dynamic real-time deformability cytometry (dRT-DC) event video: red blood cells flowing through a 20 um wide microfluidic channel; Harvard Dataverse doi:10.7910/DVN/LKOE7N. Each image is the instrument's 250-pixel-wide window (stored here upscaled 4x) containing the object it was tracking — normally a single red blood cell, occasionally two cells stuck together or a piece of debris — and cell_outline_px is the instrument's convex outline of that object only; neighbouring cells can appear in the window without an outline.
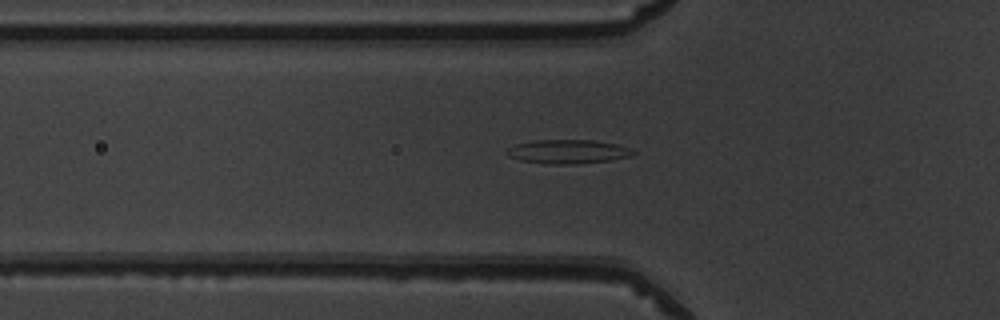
{"species": "common noctule bat (a hibernating species)", "species_latin": "Nyctalus noctula", "temperature_condition": "warm", "stored_images_in_passage": 36, "camera_frame_rate_fps": 3000, "um_per_image_px": 0.085, "animal": {"sex": "male", "body_mass_g": 19.5, "forearm_length_mm": 54.6}, "frame": {"image": 1, "passage_image": 3, "time_ms": 0.667, "image_size_px": [1000, 320], "cell_outline_px": [[636, 152], [628, 156], [608, 160], [576, 164], [544, 164], [520, 160], [508, 156], [504, 152], [508, 148], [516, 144], [532, 140], [592, 140], [616, 144], [628, 148]], "centroid_in_image_um": [48.18, 12.89], "position_along_channel_um": 77.6, "area_um2": 17.51}}
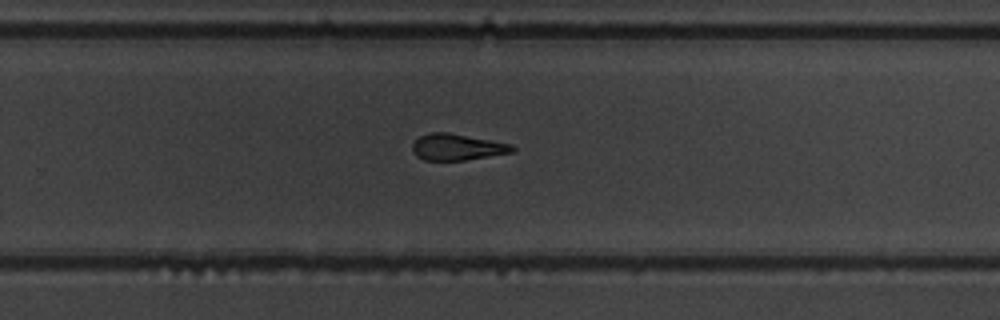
{"frame": {"image": 2, "passage_image": 19, "time_ms": 6.0, "image_size_px": [1000, 320], "cell_outline_px": [[516, 148], [512, 152], [464, 160], [424, 160], [416, 156], [412, 152], [412, 144], [420, 136], [428, 132], [448, 132], [512, 144]], "centroid_in_image_um": [38.82, 12.49], "position_along_channel_um": 291.0, "area_um2": 15.32}}
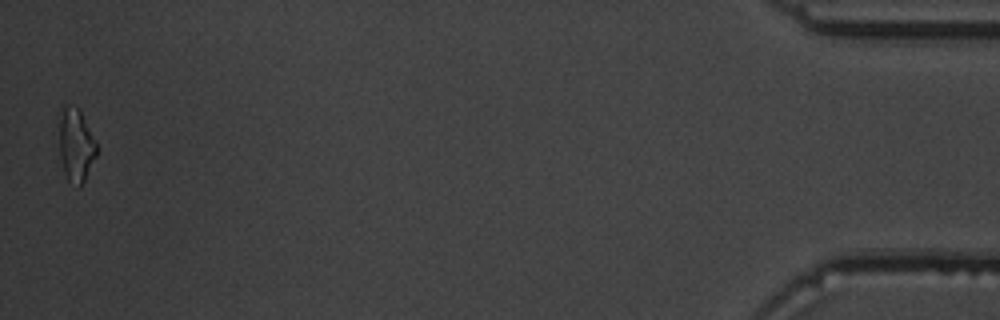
{"frame": {"image": 3, "passage_image": 36, "time_ms": 11.667, "image_size_px": [1000, 320], "cell_outline_px": [[96, 156], [80, 188], [68, 180], [64, 172], [60, 156], [56, 116], [60, 104], [68, 104], [80, 108], [96, 140]], "centroid_in_image_um": [6.39, 12.19], "position_along_channel_um": 428.8, "area_um2": 16.88}, "authors_computed_cell_mechanics": {"area_um2": 15.895, "velocity_mm_per_s": 3.9972, "shape_relaxation_time_tau1_ms": null, "shape_relaxation_time_tau2_ms": 3.4827, "deformation_change_tau1": null, "deformation_change_tau2": 0.1322}}